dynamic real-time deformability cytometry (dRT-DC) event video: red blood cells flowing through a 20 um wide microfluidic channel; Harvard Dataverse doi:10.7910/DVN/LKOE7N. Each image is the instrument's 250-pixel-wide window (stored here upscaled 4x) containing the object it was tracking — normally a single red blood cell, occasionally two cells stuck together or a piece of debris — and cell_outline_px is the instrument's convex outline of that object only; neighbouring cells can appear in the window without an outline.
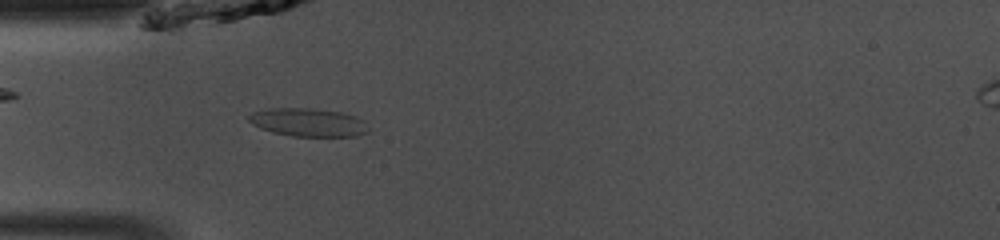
{"species": "common noctule bat (a hibernating species)", "species_latin": "Nyctalus noctula", "temperature_condition": "room temperature", "stored_images_in_passage": 37, "camera_frame_rate_fps": 3000, "um_per_image_px": 0.085, "animal": {"sex": "male", "body_mass_g": 13.0, "forearm_length_mm": 53.1}, "frame": {"image": 1, "passage_image": 3, "time_ms": 0.667, "image_size_px": [1000, 240], "cell_outline_px": [[368, 132], [356, 136], [292, 136], [272, 132], [260, 128], [252, 124], [248, 120], [248, 116], [252, 112], [268, 108], [312, 108], [340, 112], [364, 120], [368, 128]], "centroid_in_image_um": [26.17, 10.4], "position_along_channel_um": 58.8, "area_um2": 19.65}}
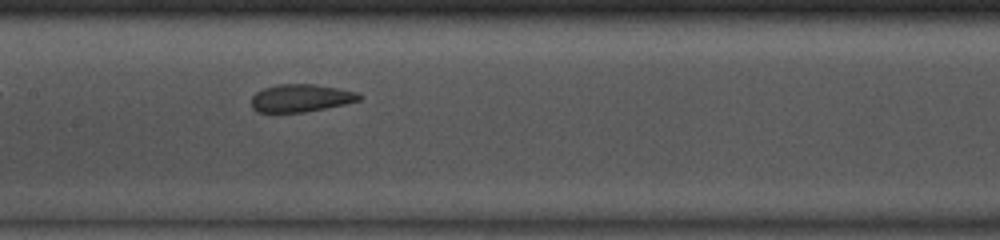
{"frame": {"image": 2, "passage_image": 12, "time_ms": 3.667, "image_size_px": [1000, 240], "cell_outline_px": [[364, 96], [360, 100], [344, 104], [304, 112], [256, 112], [252, 108], [252, 96], [256, 92], [264, 88], [276, 84], [312, 84], [336, 88], [356, 92]], "centroid_in_image_um": [25.55, 8.33], "position_along_channel_um": 181.8, "area_um2": 17.28}}
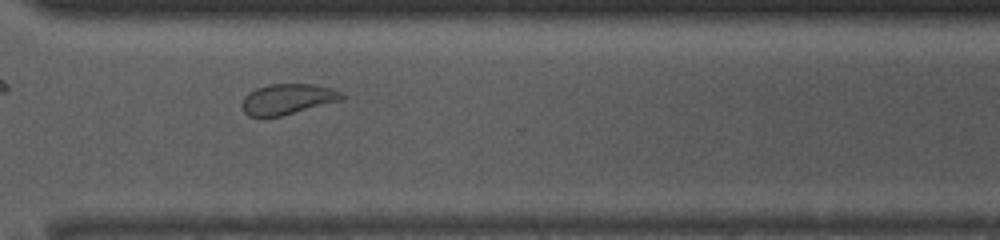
{"frame": {"image": 3, "passage_image": 24, "time_ms": 7.667, "image_size_px": [1000, 240], "cell_outline_px": [[344, 100], [280, 116], [248, 116], [244, 112], [240, 104], [244, 96], [248, 92], [256, 88], [268, 84], [316, 84], [332, 88], [340, 92], [344, 96]], "centroid_in_image_um": [24.44, 8.41], "position_along_channel_um": 346.2, "area_um2": 17.92}, "authors_computed_cell_mechanics": {"area_um2": 18.6116, "velocity_mm_per_s": 4.1258, "shape_relaxation_time_tau1_ms": 2.881, "shape_relaxation_time_tau2_ms": 0.8717, "deformation_change_tau1": 0.1028, "deformation_change_tau2": 0.0794}}